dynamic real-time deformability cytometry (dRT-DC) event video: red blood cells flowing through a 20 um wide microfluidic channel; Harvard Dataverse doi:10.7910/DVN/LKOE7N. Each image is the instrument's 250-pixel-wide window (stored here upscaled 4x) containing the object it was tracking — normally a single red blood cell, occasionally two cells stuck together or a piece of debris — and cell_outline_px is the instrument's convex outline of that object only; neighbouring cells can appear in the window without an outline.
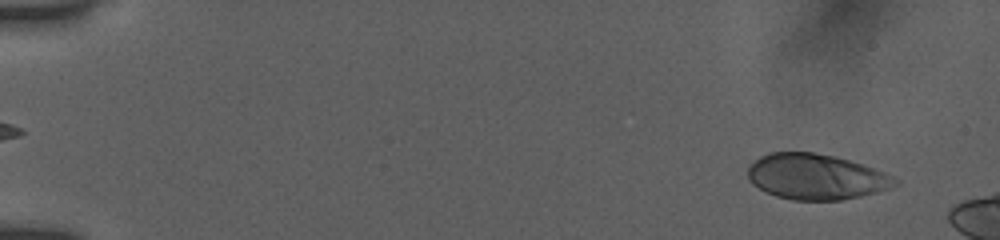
{"species": "human", "species_latin": "Homo sapiens", "temperature_condition": "room temperature", "stored_images_in_passage": 12, "camera_frame_rate_fps": 3000, "um_per_image_px": 0.085, "donor": {"sex": "female"}, "frame": {"image": 1, "passage_image": 3, "time_ms": 0.667, "image_size_px": [1000, 240], "cell_outline_px": [[900, 184], [876, 192], [860, 196], [840, 200], [792, 200], [776, 196], [752, 184], [748, 180], [748, 168], [760, 156], [768, 152], [812, 152], [836, 156], [884, 172], [900, 180]], "centroid_in_image_um": [69.36, 15.02], "position_along_channel_um": 15.6, "area_um2": 38.9}}